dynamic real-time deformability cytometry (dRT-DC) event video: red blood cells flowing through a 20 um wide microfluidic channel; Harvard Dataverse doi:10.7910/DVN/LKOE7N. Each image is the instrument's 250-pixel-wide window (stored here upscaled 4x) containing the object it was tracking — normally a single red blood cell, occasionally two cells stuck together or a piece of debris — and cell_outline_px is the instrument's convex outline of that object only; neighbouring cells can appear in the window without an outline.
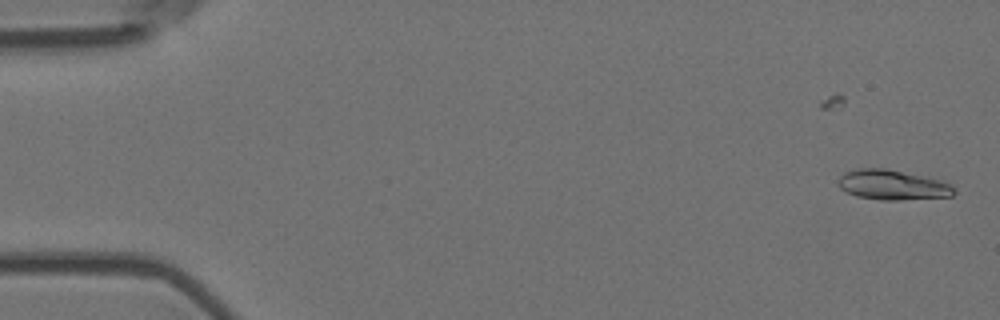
{"species": "Egyptian fruit bat (a non-hibernating species)", "species_latin": "Rousettus aegyptiacus", "temperature_condition": "room temperature", "stored_images_in_passage": 40, "camera_frame_rate_fps": 3000, "um_per_image_px": 0.085, "animal": {"sex": "female"}, "frame": {"image": 1, "passage_image": 1, "time_ms": 0.0, "image_size_px": [1000, 320], "cell_outline_px": [[956, 192], [952, 196], [900, 200], [880, 200], [856, 196], [840, 188], [836, 184], [840, 176], [844, 172], [856, 168], [884, 168], [924, 176], [940, 180], [952, 184], [956, 188]], "centroid_in_image_um": [75.86, 15.71], "position_along_channel_um": 9.1, "area_um2": 20.4}}
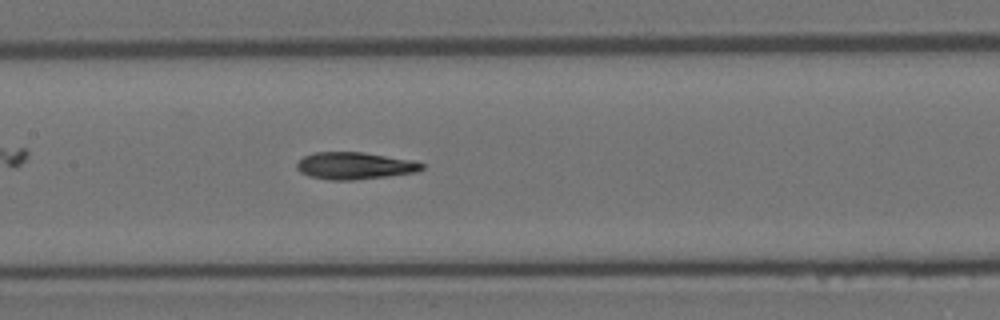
{"frame": {"image": 2, "passage_image": 26, "time_ms": 8.333, "image_size_px": [1000, 320], "cell_outline_px": [[424, 168], [416, 172], [388, 176], [352, 180], [328, 180], [308, 176], [300, 172], [296, 168], [296, 164], [304, 156], [312, 152], [364, 152], [412, 160], [424, 164]], "centroid_in_image_um": [30.12, 14.09], "position_along_channel_um": 177.3, "area_um2": 19.83}}
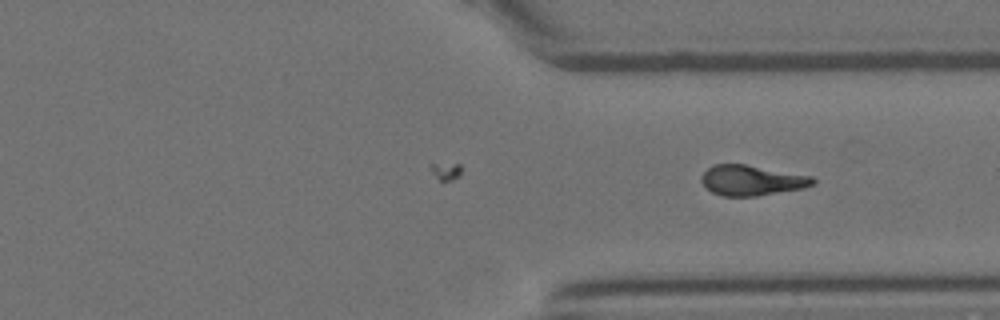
{"frame": {"image": 3, "passage_image": 40, "time_ms": 13.0, "image_size_px": [1000, 320], "cell_outline_px": [[816, 180], [812, 184], [804, 188], [756, 196], [724, 196], [712, 192], [700, 180], [700, 176], [712, 164], [744, 164], [812, 176]], "centroid_in_image_um": [63.88, 15.32], "position_along_channel_um": 347.5, "area_um2": 19.54}}